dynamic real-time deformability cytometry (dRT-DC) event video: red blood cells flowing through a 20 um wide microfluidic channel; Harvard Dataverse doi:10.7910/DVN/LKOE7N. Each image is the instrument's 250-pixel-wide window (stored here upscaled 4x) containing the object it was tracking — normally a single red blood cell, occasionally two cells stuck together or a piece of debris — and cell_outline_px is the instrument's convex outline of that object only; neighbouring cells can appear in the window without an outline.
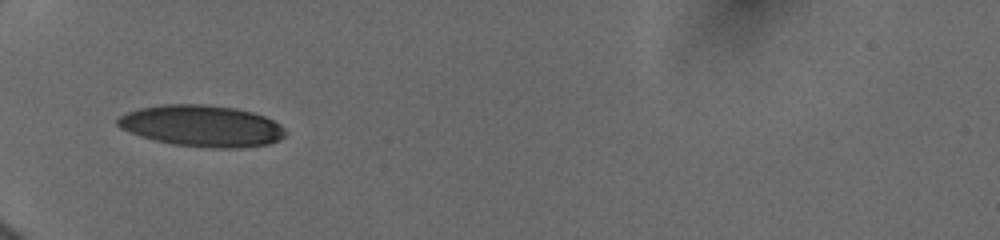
{"species": "human", "species_latin": "Homo sapiens", "temperature_condition": "cold", "stored_images_in_passage": 3, "camera_frame_rate_fps": 3000, "um_per_image_px": 0.085, "donor": {"sex": "female"}, "frame": {"image": 1, "passage_image": 1, "time_ms": 0.0, "image_size_px": [1000, 240], "cell_outline_px": [[288, 132], [280, 140], [268, 144], [236, 148], [216, 148], [172, 144], [156, 140], [120, 128], [116, 124], [116, 120], [120, 116], [128, 112], [140, 108], [164, 104], [204, 104], [236, 108], [252, 112], [264, 116], [280, 124]], "centroid_in_image_um": [17.19, 10.69], "position_along_channel_um": 67.8, "area_um2": 40.29}}
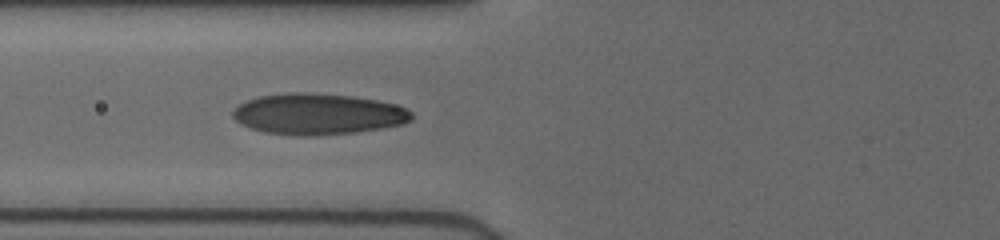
{"frame": {"image": 2, "passage_image": 2, "time_ms": 1.0, "image_size_px": [1000, 240], "cell_outline_px": [[412, 120], [400, 124], [380, 128], [356, 132], [308, 136], [304, 136], [264, 132], [240, 124], [232, 116], [232, 112], [240, 104], [248, 100], [260, 96], [288, 92], [308, 92], [352, 96], [376, 100], [392, 104], [404, 108], [412, 112]], "centroid_in_image_um": [27.0, 9.69], "position_along_channel_um": 98.8, "area_um2": 42.43}}
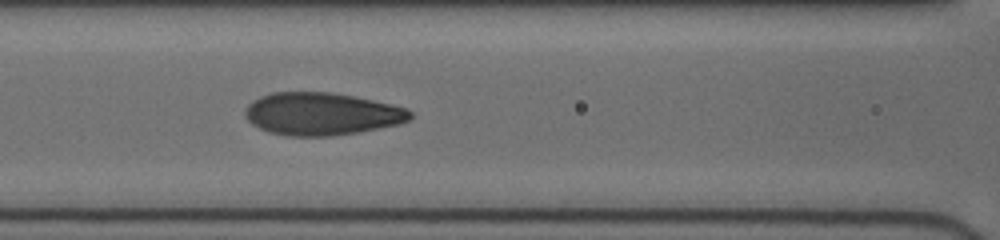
{"frame": {"image": 3, "passage_image": 3, "time_ms": 2.0, "image_size_px": [1000, 240], "cell_outline_px": [[412, 116], [408, 120], [400, 124], [360, 132], [332, 136], [288, 136], [268, 132], [252, 124], [244, 116], [244, 112], [248, 104], [260, 96], [272, 92], [328, 92], [352, 96], [372, 100], [404, 108], [412, 112]], "centroid_in_image_um": [27.3, 9.69], "position_along_channel_um": 139.3, "area_um2": 40.86}}